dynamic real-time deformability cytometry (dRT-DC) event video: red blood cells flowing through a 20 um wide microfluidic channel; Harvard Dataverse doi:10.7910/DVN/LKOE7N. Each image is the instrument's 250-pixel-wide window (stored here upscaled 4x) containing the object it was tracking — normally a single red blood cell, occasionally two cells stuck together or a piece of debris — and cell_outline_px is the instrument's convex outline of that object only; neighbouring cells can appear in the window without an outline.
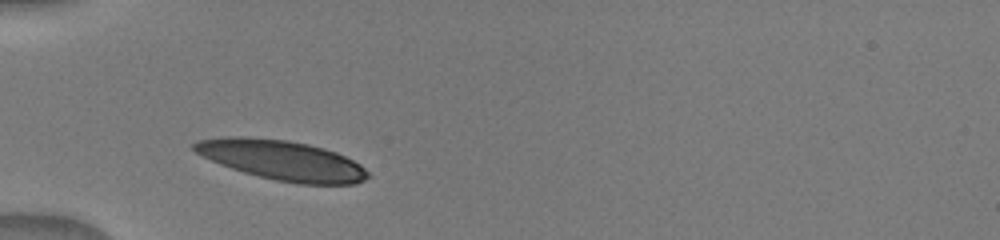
{"species": "human", "species_latin": "Homo sapiens", "temperature_condition": "warm", "stored_images_in_passage": 3, "camera_frame_rate_fps": 3000, "um_per_image_px": 0.085, "donor": {"sex": "male"}, "frame": {"image": 1, "passage_image": 1, "time_ms": 0.0, "image_size_px": [1000, 240], "cell_outline_px": [[372, 176], [364, 180], [352, 184], [300, 184], [276, 180], [244, 172], [220, 164], [196, 152], [192, 148], [192, 144], [196, 140], [224, 136], [244, 136], [288, 140], [308, 144], [324, 148], [336, 152], [360, 164]], "centroid_in_image_um": [23.97, 13.6], "position_along_channel_um": 61.0, "area_um2": 40.23}}
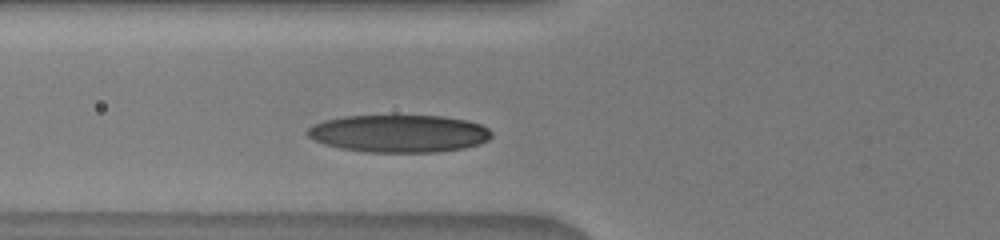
{"frame": {"image": 2, "passage_image": 3, "time_ms": 1.0, "image_size_px": [1000, 240], "cell_outline_px": [[492, 136], [488, 140], [480, 144], [464, 148], [436, 152], [368, 152], [340, 148], [324, 144], [308, 136], [308, 128], [312, 124], [324, 120], [344, 116], [444, 116], [468, 120], [480, 124], [488, 128], [492, 132]], "centroid_in_image_um": [33.94, 11.35], "position_along_channel_um": 91.9, "area_um2": 40.34}}